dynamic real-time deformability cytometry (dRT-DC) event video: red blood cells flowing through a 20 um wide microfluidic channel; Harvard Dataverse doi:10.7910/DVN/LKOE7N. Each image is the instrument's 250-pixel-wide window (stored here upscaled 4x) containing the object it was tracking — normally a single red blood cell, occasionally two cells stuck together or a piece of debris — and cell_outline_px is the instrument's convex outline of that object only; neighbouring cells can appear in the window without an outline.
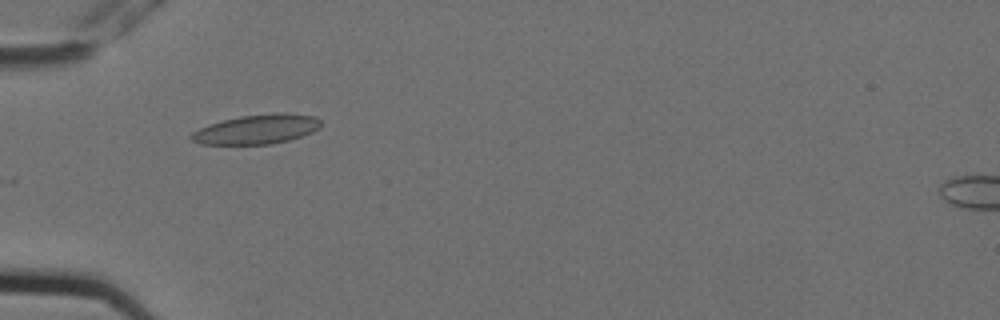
{"species": "Egyptian fruit bat (a non-hibernating species)", "species_latin": "Rousettus aegyptiacus", "temperature_condition": "cold", "stored_images_in_passage": 2, "camera_frame_rate_fps": 3000, "um_per_image_px": 0.085, "animal": {"sex": "female"}, "frame": {"image": 1, "passage_image": 1, "time_ms": 0.0, "image_size_px": [1000, 320], "cell_outline_px": [[320, 128], [312, 132], [288, 140], [272, 144], [200, 144], [192, 140], [188, 136], [192, 132], [208, 124], [240, 116], [280, 112], [284, 112], [316, 116], [320, 120]], "centroid_in_image_um": [21.83, 10.98], "position_along_channel_um": 63.2, "area_um2": 22.25}}
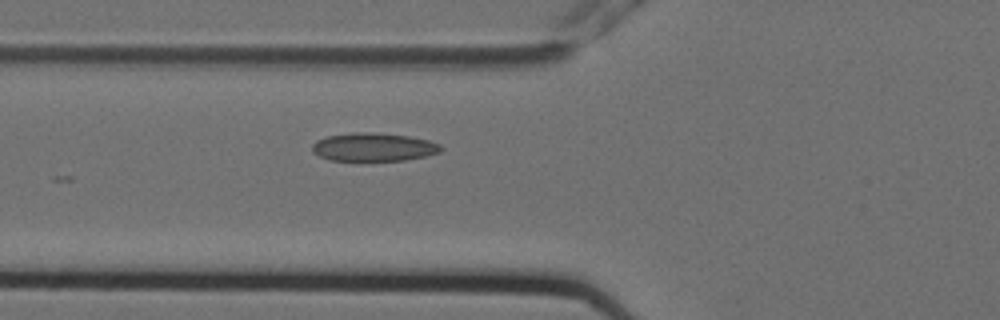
{"frame": {"image": 2, "passage_image": 2, "time_ms": 0.333, "image_size_px": [1000, 320], "cell_outline_px": [[444, 148], [440, 152], [424, 156], [404, 160], [328, 160], [312, 152], [312, 144], [316, 140], [328, 136], [356, 132], [364, 132], [408, 136], [428, 140], [440, 144]], "centroid_in_image_um": [31.74, 12.5], "position_along_channel_um": 94.1, "area_um2": 20.98}}